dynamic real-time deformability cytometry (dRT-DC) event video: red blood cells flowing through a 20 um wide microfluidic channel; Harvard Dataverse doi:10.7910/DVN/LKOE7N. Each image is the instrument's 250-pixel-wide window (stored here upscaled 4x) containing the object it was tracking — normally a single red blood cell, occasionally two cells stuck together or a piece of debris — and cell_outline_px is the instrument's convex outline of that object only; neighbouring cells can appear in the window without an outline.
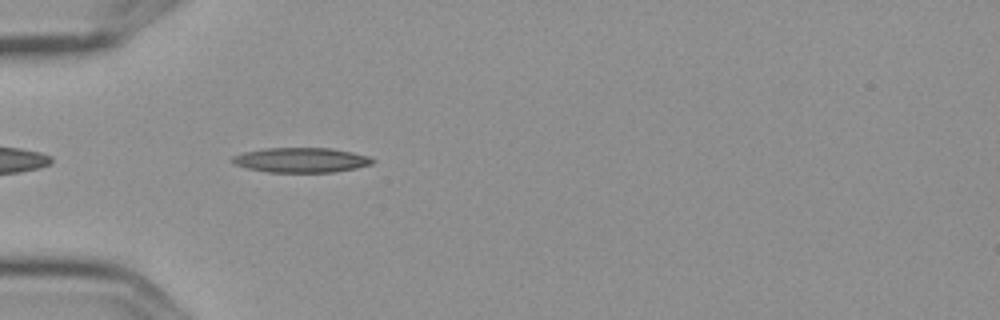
{"species": "Egyptian fruit bat (a non-hibernating species)", "species_latin": "Rousettus aegyptiacus", "temperature_condition": "cold", "stored_images_in_passage": 4, "camera_frame_rate_fps": 3000, "um_per_image_px": 0.085, "frame": {"image": 1, "passage_image": 4, "time_ms": 1.0, "image_size_px": [1000, 320], "cell_outline_px": [[376, 160], [372, 164], [356, 168], [336, 172], [268, 172], [248, 168], [236, 164], [228, 160], [232, 156], [244, 152], [264, 148], [332, 148], [352, 152], [368, 156]], "centroid_in_image_um": [25.6, 13.6], "position_along_channel_um": 59.4, "area_um2": 20.35}}